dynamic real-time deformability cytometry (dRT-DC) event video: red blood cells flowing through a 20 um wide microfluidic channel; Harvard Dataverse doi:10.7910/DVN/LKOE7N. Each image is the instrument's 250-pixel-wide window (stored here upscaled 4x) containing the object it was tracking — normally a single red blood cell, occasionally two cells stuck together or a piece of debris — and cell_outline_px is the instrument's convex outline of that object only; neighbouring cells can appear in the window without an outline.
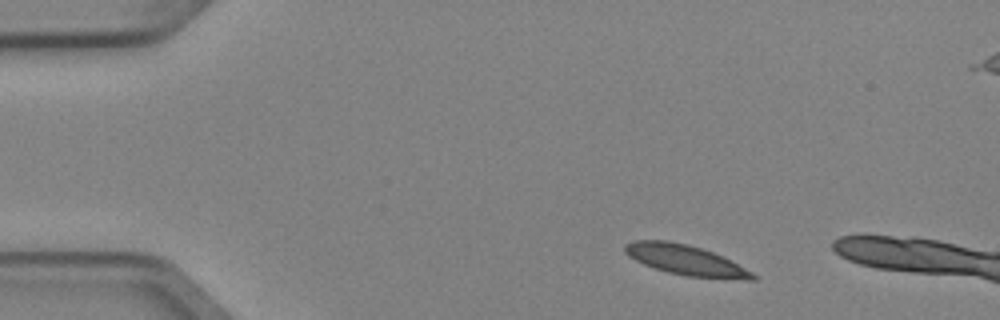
{"species": "Egyptian fruit bat (a non-hibernating species)", "species_latin": "Rousettus aegyptiacus", "temperature_condition": "cold", "stored_images_in_passage": 3, "camera_frame_rate_fps": 3000, "um_per_image_px": 0.085, "animal": {"sex": "female"}, "frame": {"image": 1, "passage_image": 1, "time_ms": 0.0, "image_size_px": [1000, 320], "cell_outline_px": [[756, 280], [748, 280], [688, 276], [668, 272], [644, 264], [628, 256], [624, 252], [624, 244], [632, 240], [668, 240], [688, 244], [724, 256], [752, 272], [756, 276]], "centroid_in_image_um": [58.27, 22.09], "position_along_channel_um": 26.7, "area_um2": 22.43}}